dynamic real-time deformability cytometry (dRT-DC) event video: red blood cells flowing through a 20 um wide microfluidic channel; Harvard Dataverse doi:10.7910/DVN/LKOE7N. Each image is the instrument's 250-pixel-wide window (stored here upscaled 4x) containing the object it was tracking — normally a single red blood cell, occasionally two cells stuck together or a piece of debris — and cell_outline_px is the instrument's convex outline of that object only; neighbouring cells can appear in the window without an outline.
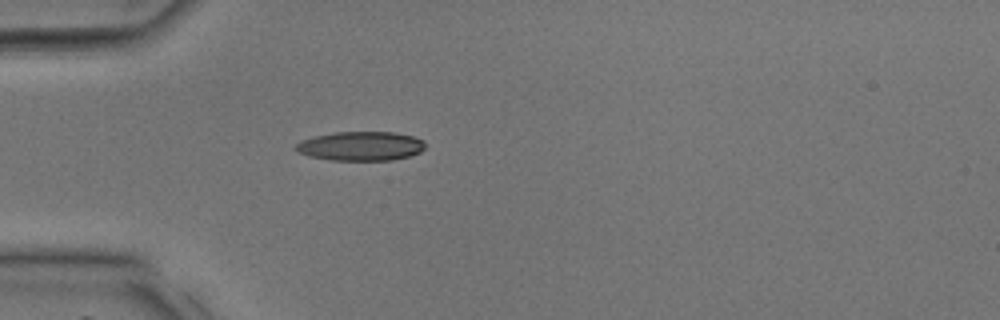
{"species": "common noctule bat (a hibernating species)", "species_latin": "Nyctalus noctula", "temperature_condition": "room temperature", "stored_images_in_passage": 34, "camera_frame_rate_fps": 3000, "um_per_image_px": 0.085, "animal": {"sex": "male", "body_mass_g": 17.9, "forearm_length_mm": 54.2}, "frame": {"image": 1, "passage_image": 8, "time_ms": 2.333, "image_size_px": [1000, 320], "cell_outline_px": [[424, 148], [420, 152], [408, 156], [392, 160], [332, 160], [312, 156], [300, 152], [292, 148], [300, 140], [316, 136], [336, 132], [392, 132], [412, 136], [424, 140]], "centroid_in_image_um": [30.66, 12.41], "position_along_channel_um": 54.3, "area_um2": 21.79}}
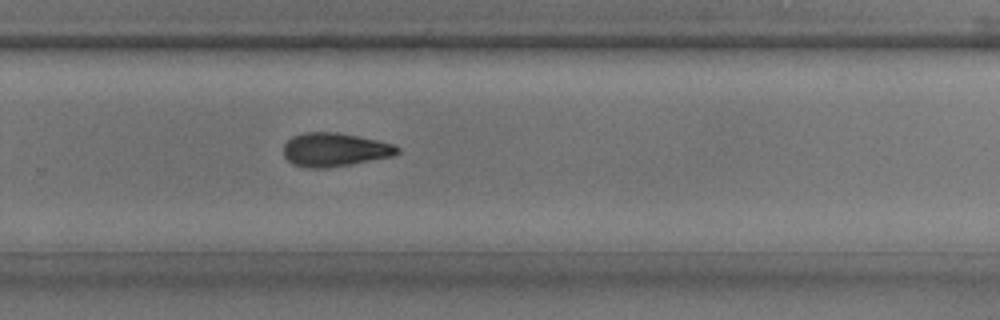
{"frame": {"image": 2, "passage_image": 22, "time_ms": 7.0, "image_size_px": [1000, 320], "cell_outline_px": [[400, 152], [392, 156], [328, 168], [304, 168], [292, 164], [284, 156], [284, 144], [292, 136], [304, 132], [336, 132], [396, 144], [400, 148]], "centroid_in_image_um": [28.43, 12.72], "position_along_channel_um": 301.4, "area_um2": 22.31}}
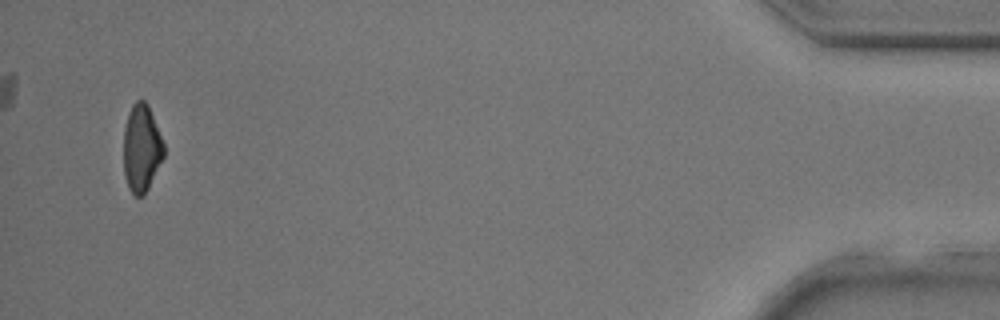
{"frame": {"image": 3, "passage_image": 33, "time_ms": 10.667, "image_size_px": [1000, 320], "cell_outline_px": [[164, 156], [144, 196], [136, 196], [128, 188], [124, 176], [124, 128], [128, 112], [132, 104], [136, 100], [144, 100], [148, 104], [164, 144]], "centroid_in_image_um": [12.02, 12.59], "position_along_channel_um": 423.2, "area_um2": 20.52}}